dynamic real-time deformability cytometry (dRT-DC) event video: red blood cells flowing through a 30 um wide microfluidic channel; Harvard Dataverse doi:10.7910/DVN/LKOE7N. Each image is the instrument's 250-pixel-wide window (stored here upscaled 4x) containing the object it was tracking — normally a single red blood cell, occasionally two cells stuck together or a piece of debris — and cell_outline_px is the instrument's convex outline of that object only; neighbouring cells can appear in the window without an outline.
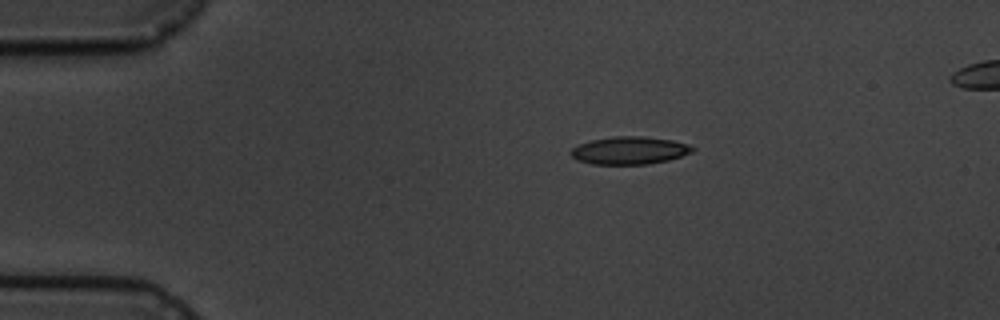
{"species": "common noctule bat (a hibernating species)", "species_latin": "Nyctalus noctula", "temperature_condition": "cold", "stored_images_in_passage": 4, "camera_frame_rate_fps": 3000, "um_per_image_px": 0.085, "animal": {"sex": "male", "body_mass_g": 19.5, "forearm_length_mm": 54.6}, "frame": {"image": 1, "passage_image": 1, "time_ms": 0.0, "image_size_px": [1000, 320], "cell_outline_px": [[696, 148], [692, 152], [668, 160], [648, 164], [592, 164], [576, 160], [568, 152], [572, 148], [580, 144], [592, 140], [616, 136], [640, 136], [672, 140], [688, 144]], "centroid_in_image_um": [53.49, 12.79], "position_along_channel_um": 31.5, "area_um2": 19.54}}
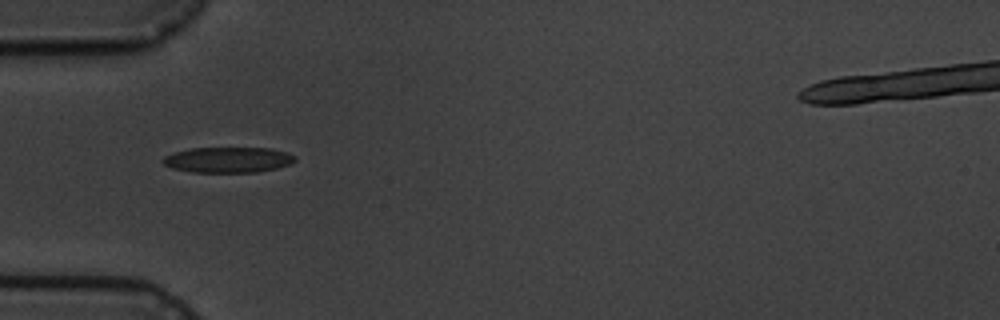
{"frame": {"image": 2, "passage_image": 3, "time_ms": 2.333, "image_size_px": [1000, 320], "cell_outline_px": [[296, 160], [292, 164], [276, 168], [256, 172], [192, 172], [172, 168], [164, 164], [164, 156], [176, 152], [192, 148], [272, 148], [288, 152], [296, 156]], "centroid_in_image_um": [19.45, 13.58], "position_along_channel_um": 65.5, "area_um2": 19.65}}
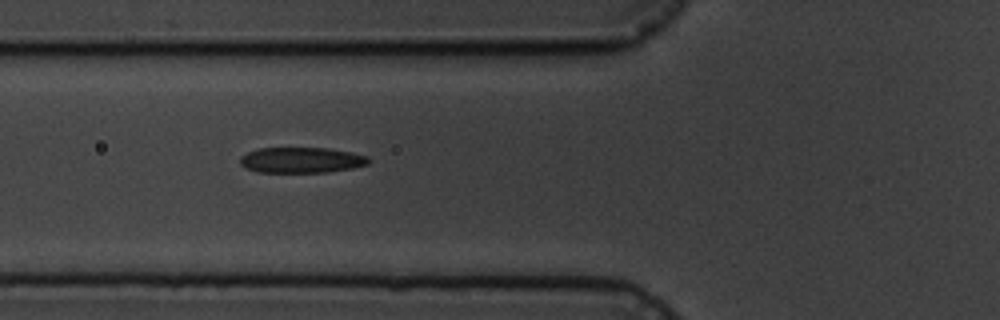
{"frame": {"image": 3, "passage_image": 4, "time_ms": 3.333, "image_size_px": [1000, 320], "cell_outline_px": [[372, 160], [368, 164], [352, 168], [328, 172], [256, 172], [244, 168], [240, 164], [240, 156], [248, 152], [260, 148], [328, 148], [352, 152], [368, 156]], "centroid_in_image_um": [25.63, 13.61], "position_along_channel_um": 100.2, "area_um2": 19.36}}